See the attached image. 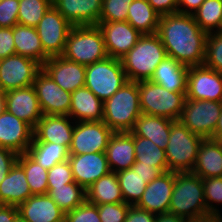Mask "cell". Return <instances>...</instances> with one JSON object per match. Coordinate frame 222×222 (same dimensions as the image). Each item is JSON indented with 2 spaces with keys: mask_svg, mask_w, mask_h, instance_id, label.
I'll return each instance as SVG.
<instances>
[{
  "mask_svg": "<svg viewBox=\"0 0 222 222\" xmlns=\"http://www.w3.org/2000/svg\"><path fill=\"white\" fill-rule=\"evenodd\" d=\"M157 34L168 57L188 67L204 65L208 33L199 27L193 15H162Z\"/></svg>",
  "mask_w": 222,
  "mask_h": 222,
  "instance_id": "1",
  "label": "cell"
},
{
  "mask_svg": "<svg viewBox=\"0 0 222 222\" xmlns=\"http://www.w3.org/2000/svg\"><path fill=\"white\" fill-rule=\"evenodd\" d=\"M169 212L191 222H216L207 212L202 178L193 172H175Z\"/></svg>",
  "mask_w": 222,
  "mask_h": 222,
  "instance_id": "2",
  "label": "cell"
},
{
  "mask_svg": "<svg viewBox=\"0 0 222 222\" xmlns=\"http://www.w3.org/2000/svg\"><path fill=\"white\" fill-rule=\"evenodd\" d=\"M167 57L157 33L143 34L134 47L122 57L121 63L128 81L150 80L156 67Z\"/></svg>",
  "mask_w": 222,
  "mask_h": 222,
  "instance_id": "3",
  "label": "cell"
},
{
  "mask_svg": "<svg viewBox=\"0 0 222 222\" xmlns=\"http://www.w3.org/2000/svg\"><path fill=\"white\" fill-rule=\"evenodd\" d=\"M103 122L113 132H131L141 116L138 82L127 81L103 102Z\"/></svg>",
  "mask_w": 222,
  "mask_h": 222,
  "instance_id": "4",
  "label": "cell"
},
{
  "mask_svg": "<svg viewBox=\"0 0 222 222\" xmlns=\"http://www.w3.org/2000/svg\"><path fill=\"white\" fill-rule=\"evenodd\" d=\"M62 56L84 66L108 57L98 25L73 26L69 31Z\"/></svg>",
  "mask_w": 222,
  "mask_h": 222,
  "instance_id": "5",
  "label": "cell"
},
{
  "mask_svg": "<svg viewBox=\"0 0 222 222\" xmlns=\"http://www.w3.org/2000/svg\"><path fill=\"white\" fill-rule=\"evenodd\" d=\"M203 137L192 133L180 120L173 121L165 155L168 170L192 172Z\"/></svg>",
  "mask_w": 222,
  "mask_h": 222,
  "instance_id": "6",
  "label": "cell"
},
{
  "mask_svg": "<svg viewBox=\"0 0 222 222\" xmlns=\"http://www.w3.org/2000/svg\"><path fill=\"white\" fill-rule=\"evenodd\" d=\"M140 108L143 114L179 120L186 92H170L150 80L138 81Z\"/></svg>",
  "mask_w": 222,
  "mask_h": 222,
  "instance_id": "7",
  "label": "cell"
},
{
  "mask_svg": "<svg viewBox=\"0 0 222 222\" xmlns=\"http://www.w3.org/2000/svg\"><path fill=\"white\" fill-rule=\"evenodd\" d=\"M127 81L119 59L108 56L86 66L85 87L103 102L112 97Z\"/></svg>",
  "mask_w": 222,
  "mask_h": 222,
  "instance_id": "8",
  "label": "cell"
},
{
  "mask_svg": "<svg viewBox=\"0 0 222 222\" xmlns=\"http://www.w3.org/2000/svg\"><path fill=\"white\" fill-rule=\"evenodd\" d=\"M222 111V102L186 99L180 121L194 134L212 138Z\"/></svg>",
  "mask_w": 222,
  "mask_h": 222,
  "instance_id": "9",
  "label": "cell"
},
{
  "mask_svg": "<svg viewBox=\"0 0 222 222\" xmlns=\"http://www.w3.org/2000/svg\"><path fill=\"white\" fill-rule=\"evenodd\" d=\"M42 70V65L34 59L12 55L0 59V91L33 86L36 75Z\"/></svg>",
  "mask_w": 222,
  "mask_h": 222,
  "instance_id": "10",
  "label": "cell"
},
{
  "mask_svg": "<svg viewBox=\"0 0 222 222\" xmlns=\"http://www.w3.org/2000/svg\"><path fill=\"white\" fill-rule=\"evenodd\" d=\"M72 27L53 5L47 10L35 28L48 57L62 55Z\"/></svg>",
  "mask_w": 222,
  "mask_h": 222,
  "instance_id": "11",
  "label": "cell"
},
{
  "mask_svg": "<svg viewBox=\"0 0 222 222\" xmlns=\"http://www.w3.org/2000/svg\"><path fill=\"white\" fill-rule=\"evenodd\" d=\"M113 133L103 121L75 122L69 153L105 152Z\"/></svg>",
  "mask_w": 222,
  "mask_h": 222,
  "instance_id": "12",
  "label": "cell"
},
{
  "mask_svg": "<svg viewBox=\"0 0 222 222\" xmlns=\"http://www.w3.org/2000/svg\"><path fill=\"white\" fill-rule=\"evenodd\" d=\"M186 99L222 102V74L205 65L188 67Z\"/></svg>",
  "mask_w": 222,
  "mask_h": 222,
  "instance_id": "13",
  "label": "cell"
},
{
  "mask_svg": "<svg viewBox=\"0 0 222 222\" xmlns=\"http://www.w3.org/2000/svg\"><path fill=\"white\" fill-rule=\"evenodd\" d=\"M43 115L69 116L71 106V93L62 89L42 69L33 83Z\"/></svg>",
  "mask_w": 222,
  "mask_h": 222,
  "instance_id": "14",
  "label": "cell"
},
{
  "mask_svg": "<svg viewBox=\"0 0 222 222\" xmlns=\"http://www.w3.org/2000/svg\"><path fill=\"white\" fill-rule=\"evenodd\" d=\"M108 56L115 59L124 57L138 42L142 34L127 21L99 22Z\"/></svg>",
  "mask_w": 222,
  "mask_h": 222,
  "instance_id": "15",
  "label": "cell"
},
{
  "mask_svg": "<svg viewBox=\"0 0 222 222\" xmlns=\"http://www.w3.org/2000/svg\"><path fill=\"white\" fill-rule=\"evenodd\" d=\"M33 128L4 109L0 113V147L17 154L27 153L33 141Z\"/></svg>",
  "mask_w": 222,
  "mask_h": 222,
  "instance_id": "16",
  "label": "cell"
},
{
  "mask_svg": "<svg viewBox=\"0 0 222 222\" xmlns=\"http://www.w3.org/2000/svg\"><path fill=\"white\" fill-rule=\"evenodd\" d=\"M42 69L65 91L72 93L85 86L86 66L60 56L49 57Z\"/></svg>",
  "mask_w": 222,
  "mask_h": 222,
  "instance_id": "17",
  "label": "cell"
},
{
  "mask_svg": "<svg viewBox=\"0 0 222 222\" xmlns=\"http://www.w3.org/2000/svg\"><path fill=\"white\" fill-rule=\"evenodd\" d=\"M5 108L33 129L43 113L33 86L10 90L4 93Z\"/></svg>",
  "mask_w": 222,
  "mask_h": 222,
  "instance_id": "18",
  "label": "cell"
},
{
  "mask_svg": "<svg viewBox=\"0 0 222 222\" xmlns=\"http://www.w3.org/2000/svg\"><path fill=\"white\" fill-rule=\"evenodd\" d=\"M68 161L74 181L85 190L100 177L111 172L105 152L70 155Z\"/></svg>",
  "mask_w": 222,
  "mask_h": 222,
  "instance_id": "19",
  "label": "cell"
},
{
  "mask_svg": "<svg viewBox=\"0 0 222 222\" xmlns=\"http://www.w3.org/2000/svg\"><path fill=\"white\" fill-rule=\"evenodd\" d=\"M75 121L66 115H43L33 130L32 142H49L66 146L72 143Z\"/></svg>",
  "mask_w": 222,
  "mask_h": 222,
  "instance_id": "20",
  "label": "cell"
},
{
  "mask_svg": "<svg viewBox=\"0 0 222 222\" xmlns=\"http://www.w3.org/2000/svg\"><path fill=\"white\" fill-rule=\"evenodd\" d=\"M174 184L175 172L162 173L147 184L142 198L136 206L155 214L169 212Z\"/></svg>",
  "mask_w": 222,
  "mask_h": 222,
  "instance_id": "21",
  "label": "cell"
},
{
  "mask_svg": "<svg viewBox=\"0 0 222 222\" xmlns=\"http://www.w3.org/2000/svg\"><path fill=\"white\" fill-rule=\"evenodd\" d=\"M103 0H52V5L73 26L97 25Z\"/></svg>",
  "mask_w": 222,
  "mask_h": 222,
  "instance_id": "22",
  "label": "cell"
},
{
  "mask_svg": "<svg viewBox=\"0 0 222 222\" xmlns=\"http://www.w3.org/2000/svg\"><path fill=\"white\" fill-rule=\"evenodd\" d=\"M18 211L27 222L65 221V213L48 194L31 195L18 206Z\"/></svg>",
  "mask_w": 222,
  "mask_h": 222,
  "instance_id": "23",
  "label": "cell"
},
{
  "mask_svg": "<svg viewBox=\"0 0 222 222\" xmlns=\"http://www.w3.org/2000/svg\"><path fill=\"white\" fill-rule=\"evenodd\" d=\"M105 154L112 172L130 169L136 161L134 135L131 132H114Z\"/></svg>",
  "mask_w": 222,
  "mask_h": 222,
  "instance_id": "24",
  "label": "cell"
},
{
  "mask_svg": "<svg viewBox=\"0 0 222 222\" xmlns=\"http://www.w3.org/2000/svg\"><path fill=\"white\" fill-rule=\"evenodd\" d=\"M192 172L201 178L222 176V142L211 138L201 142Z\"/></svg>",
  "mask_w": 222,
  "mask_h": 222,
  "instance_id": "25",
  "label": "cell"
},
{
  "mask_svg": "<svg viewBox=\"0 0 222 222\" xmlns=\"http://www.w3.org/2000/svg\"><path fill=\"white\" fill-rule=\"evenodd\" d=\"M69 116L75 122L102 121L103 101L85 86L71 93Z\"/></svg>",
  "mask_w": 222,
  "mask_h": 222,
  "instance_id": "26",
  "label": "cell"
},
{
  "mask_svg": "<svg viewBox=\"0 0 222 222\" xmlns=\"http://www.w3.org/2000/svg\"><path fill=\"white\" fill-rule=\"evenodd\" d=\"M31 195L25 171L16 162L0 184V204L18 207Z\"/></svg>",
  "mask_w": 222,
  "mask_h": 222,
  "instance_id": "27",
  "label": "cell"
},
{
  "mask_svg": "<svg viewBox=\"0 0 222 222\" xmlns=\"http://www.w3.org/2000/svg\"><path fill=\"white\" fill-rule=\"evenodd\" d=\"M188 66L166 57L156 67L150 81L170 92H186Z\"/></svg>",
  "mask_w": 222,
  "mask_h": 222,
  "instance_id": "28",
  "label": "cell"
},
{
  "mask_svg": "<svg viewBox=\"0 0 222 222\" xmlns=\"http://www.w3.org/2000/svg\"><path fill=\"white\" fill-rule=\"evenodd\" d=\"M173 120L155 115L141 114L131 131L133 135L150 139L165 150L169 141Z\"/></svg>",
  "mask_w": 222,
  "mask_h": 222,
  "instance_id": "29",
  "label": "cell"
},
{
  "mask_svg": "<svg viewBox=\"0 0 222 222\" xmlns=\"http://www.w3.org/2000/svg\"><path fill=\"white\" fill-rule=\"evenodd\" d=\"M15 52L17 55L36 60L43 65L49 58L43 50L35 27L16 24L13 27Z\"/></svg>",
  "mask_w": 222,
  "mask_h": 222,
  "instance_id": "30",
  "label": "cell"
},
{
  "mask_svg": "<svg viewBox=\"0 0 222 222\" xmlns=\"http://www.w3.org/2000/svg\"><path fill=\"white\" fill-rule=\"evenodd\" d=\"M86 201L94 205L124 202L116 173L111 171L89 186Z\"/></svg>",
  "mask_w": 222,
  "mask_h": 222,
  "instance_id": "31",
  "label": "cell"
},
{
  "mask_svg": "<svg viewBox=\"0 0 222 222\" xmlns=\"http://www.w3.org/2000/svg\"><path fill=\"white\" fill-rule=\"evenodd\" d=\"M160 17L148 0H133L128 8L127 22L142 35L155 34L158 31Z\"/></svg>",
  "mask_w": 222,
  "mask_h": 222,
  "instance_id": "32",
  "label": "cell"
},
{
  "mask_svg": "<svg viewBox=\"0 0 222 222\" xmlns=\"http://www.w3.org/2000/svg\"><path fill=\"white\" fill-rule=\"evenodd\" d=\"M27 154L47 170L70 156L66 146L49 142H32Z\"/></svg>",
  "mask_w": 222,
  "mask_h": 222,
  "instance_id": "33",
  "label": "cell"
},
{
  "mask_svg": "<svg viewBox=\"0 0 222 222\" xmlns=\"http://www.w3.org/2000/svg\"><path fill=\"white\" fill-rule=\"evenodd\" d=\"M134 151L137 162L155 166L163 173L169 171L165 150L155 145L150 139L134 135Z\"/></svg>",
  "mask_w": 222,
  "mask_h": 222,
  "instance_id": "34",
  "label": "cell"
},
{
  "mask_svg": "<svg viewBox=\"0 0 222 222\" xmlns=\"http://www.w3.org/2000/svg\"><path fill=\"white\" fill-rule=\"evenodd\" d=\"M47 194L65 214L86 201V190L76 182L48 188Z\"/></svg>",
  "mask_w": 222,
  "mask_h": 222,
  "instance_id": "35",
  "label": "cell"
},
{
  "mask_svg": "<svg viewBox=\"0 0 222 222\" xmlns=\"http://www.w3.org/2000/svg\"><path fill=\"white\" fill-rule=\"evenodd\" d=\"M17 163L24 169L32 195L47 194L48 170L44 169L27 153L18 154Z\"/></svg>",
  "mask_w": 222,
  "mask_h": 222,
  "instance_id": "36",
  "label": "cell"
},
{
  "mask_svg": "<svg viewBox=\"0 0 222 222\" xmlns=\"http://www.w3.org/2000/svg\"><path fill=\"white\" fill-rule=\"evenodd\" d=\"M124 202L136 205L142 198L147 187L145 178L134 172L131 168L116 172Z\"/></svg>",
  "mask_w": 222,
  "mask_h": 222,
  "instance_id": "37",
  "label": "cell"
},
{
  "mask_svg": "<svg viewBox=\"0 0 222 222\" xmlns=\"http://www.w3.org/2000/svg\"><path fill=\"white\" fill-rule=\"evenodd\" d=\"M192 15L206 33L218 32L222 24V0H205Z\"/></svg>",
  "mask_w": 222,
  "mask_h": 222,
  "instance_id": "38",
  "label": "cell"
},
{
  "mask_svg": "<svg viewBox=\"0 0 222 222\" xmlns=\"http://www.w3.org/2000/svg\"><path fill=\"white\" fill-rule=\"evenodd\" d=\"M51 6L52 0H19L18 24L36 27Z\"/></svg>",
  "mask_w": 222,
  "mask_h": 222,
  "instance_id": "39",
  "label": "cell"
},
{
  "mask_svg": "<svg viewBox=\"0 0 222 222\" xmlns=\"http://www.w3.org/2000/svg\"><path fill=\"white\" fill-rule=\"evenodd\" d=\"M202 182L207 212L217 221L222 214L218 206H222V176L202 178Z\"/></svg>",
  "mask_w": 222,
  "mask_h": 222,
  "instance_id": "40",
  "label": "cell"
},
{
  "mask_svg": "<svg viewBox=\"0 0 222 222\" xmlns=\"http://www.w3.org/2000/svg\"><path fill=\"white\" fill-rule=\"evenodd\" d=\"M204 65L222 74V33L221 32L208 33Z\"/></svg>",
  "mask_w": 222,
  "mask_h": 222,
  "instance_id": "41",
  "label": "cell"
},
{
  "mask_svg": "<svg viewBox=\"0 0 222 222\" xmlns=\"http://www.w3.org/2000/svg\"><path fill=\"white\" fill-rule=\"evenodd\" d=\"M133 0H103L99 22L127 21Z\"/></svg>",
  "mask_w": 222,
  "mask_h": 222,
  "instance_id": "42",
  "label": "cell"
},
{
  "mask_svg": "<svg viewBox=\"0 0 222 222\" xmlns=\"http://www.w3.org/2000/svg\"><path fill=\"white\" fill-rule=\"evenodd\" d=\"M48 188L64 186V184L73 183L74 177L68 160L57 163L51 169H48Z\"/></svg>",
  "mask_w": 222,
  "mask_h": 222,
  "instance_id": "43",
  "label": "cell"
},
{
  "mask_svg": "<svg viewBox=\"0 0 222 222\" xmlns=\"http://www.w3.org/2000/svg\"><path fill=\"white\" fill-rule=\"evenodd\" d=\"M129 206L125 202L97 205L99 218L101 222H124Z\"/></svg>",
  "mask_w": 222,
  "mask_h": 222,
  "instance_id": "44",
  "label": "cell"
},
{
  "mask_svg": "<svg viewBox=\"0 0 222 222\" xmlns=\"http://www.w3.org/2000/svg\"><path fill=\"white\" fill-rule=\"evenodd\" d=\"M65 222H101L97 205L85 201L65 214Z\"/></svg>",
  "mask_w": 222,
  "mask_h": 222,
  "instance_id": "45",
  "label": "cell"
},
{
  "mask_svg": "<svg viewBox=\"0 0 222 222\" xmlns=\"http://www.w3.org/2000/svg\"><path fill=\"white\" fill-rule=\"evenodd\" d=\"M19 0L0 1V27H14L18 24Z\"/></svg>",
  "mask_w": 222,
  "mask_h": 222,
  "instance_id": "46",
  "label": "cell"
},
{
  "mask_svg": "<svg viewBox=\"0 0 222 222\" xmlns=\"http://www.w3.org/2000/svg\"><path fill=\"white\" fill-rule=\"evenodd\" d=\"M15 54L13 27H0V59Z\"/></svg>",
  "mask_w": 222,
  "mask_h": 222,
  "instance_id": "47",
  "label": "cell"
},
{
  "mask_svg": "<svg viewBox=\"0 0 222 222\" xmlns=\"http://www.w3.org/2000/svg\"><path fill=\"white\" fill-rule=\"evenodd\" d=\"M18 154L7 148L0 147V184L17 162Z\"/></svg>",
  "mask_w": 222,
  "mask_h": 222,
  "instance_id": "48",
  "label": "cell"
},
{
  "mask_svg": "<svg viewBox=\"0 0 222 222\" xmlns=\"http://www.w3.org/2000/svg\"><path fill=\"white\" fill-rule=\"evenodd\" d=\"M155 213L130 205L124 222H155Z\"/></svg>",
  "mask_w": 222,
  "mask_h": 222,
  "instance_id": "49",
  "label": "cell"
},
{
  "mask_svg": "<svg viewBox=\"0 0 222 222\" xmlns=\"http://www.w3.org/2000/svg\"><path fill=\"white\" fill-rule=\"evenodd\" d=\"M131 169L144 177V180L147 184L158 178L163 173L159 168L155 166L142 164V162L137 161L134 162Z\"/></svg>",
  "mask_w": 222,
  "mask_h": 222,
  "instance_id": "50",
  "label": "cell"
},
{
  "mask_svg": "<svg viewBox=\"0 0 222 222\" xmlns=\"http://www.w3.org/2000/svg\"><path fill=\"white\" fill-rule=\"evenodd\" d=\"M148 3L161 16L178 12V0H148Z\"/></svg>",
  "mask_w": 222,
  "mask_h": 222,
  "instance_id": "51",
  "label": "cell"
},
{
  "mask_svg": "<svg viewBox=\"0 0 222 222\" xmlns=\"http://www.w3.org/2000/svg\"><path fill=\"white\" fill-rule=\"evenodd\" d=\"M205 0H178V13L193 14Z\"/></svg>",
  "mask_w": 222,
  "mask_h": 222,
  "instance_id": "52",
  "label": "cell"
},
{
  "mask_svg": "<svg viewBox=\"0 0 222 222\" xmlns=\"http://www.w3.org/2000/svg\"><path fill=\"white\" fill-rule=\"evenodd\" d=\"M18 213L17 206L0 204V222H14V218Z\"/></svg>",
  "mask_w": 222,
  "mask_h": 222,
  "instance_id": "53",
  "label": "cell"
},
{
  "mask_svg": "<svg viewBox=\"0 0 222 222\" xmlns=\"http://www.w3.org/2000/svg\"><path fill=\"white\" fill-rule=\"evenodd\" d=\"M155 222H191L190 220L177 216L170 212L160 213L156 215Z\"/></svg>",
  "mask_w": 222,
  "mask_h": 222,
  "instance_id": "54",
  "label": "cell"
},
{
  "mask_svg": "<svg viewBox=\"0 0 222 222\" xmlns=\"http://www.w3.org/2000/svg\"><path fill=\"white\" fill-rule=\"evenodd\" d=\"M211 139L222 142V111H221V115L218 119V124H217V127L215 129L214 135L212 136Z\"/></svg>",
  "mask_w": 222,
  "mask_h": 222,
  "instance_id": "55",
  "label": "cell"
},
{
  "mask_svg": "<svg viewBox=\"0 0 222 222\" xmlns=\"http://www.w3.org/2000/svg\"><path fill=\"white\" fill-rule=\"evenodd\" d=\"M5 103H4V93L0 91V113L4 110Z\"/></svg>",
  "mask_w": 222,
  "mask_h": 222,
  "instance_id": "56",
  "label": "cell"
},
{
  "mask_svg": "<svg viewBox=\"0 0 222 222\" xmlns=\"http://www.w3.org/2000/svg\"><path fill=\"white\" fill-rule=\"evenodd\" d=\"M14 222H27L20 213H18L15 218H14Z\"/></svg>",
  "mask_w": 222,
  "mask_h": 222,
  "instance_id": "57",
  "label": "cell"
},
{
  "mask_svg": "<svg viewBox=\"0 0 222 222\" xmlns=\"http://www.w3.org/2000/svg\"><path fill=\"white\" fill-rule=\"evenodd\" d=\"M218 32H221V33H222V24H221L220 30H219Z\"/></svg>",
  "mask_w": 222,
  "mask_h": 222,
  "instance_id": "58",
  "label": "cell"
}]
</instances>
